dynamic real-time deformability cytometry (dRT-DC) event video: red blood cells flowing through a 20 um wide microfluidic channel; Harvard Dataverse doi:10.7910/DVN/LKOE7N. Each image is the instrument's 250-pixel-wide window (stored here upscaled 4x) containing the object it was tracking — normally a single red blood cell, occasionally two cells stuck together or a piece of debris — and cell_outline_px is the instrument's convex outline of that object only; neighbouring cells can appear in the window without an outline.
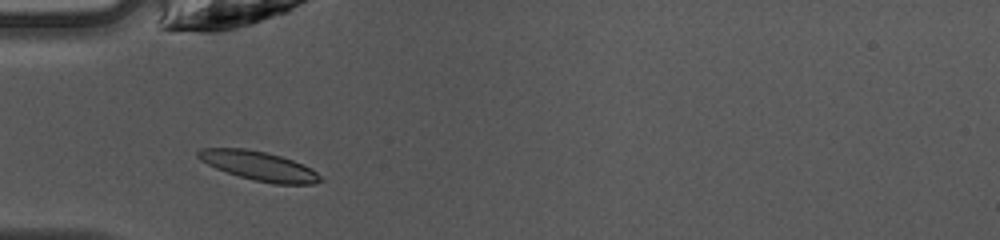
{"species": "common noctule bat (a hibernating species)", "species_latin": "Nyctalus noctula", "temperature_condition": "warm", "stored_images_in_passage": 19, "camera_frame_rate_fps": 3000, "um_per_image_px": 0.085, "animal": {"sex": "female", "body_mass_g": 10.0, "forearm_length_mm": 53.1}, "frame": {"image": 1, "passage_image": 4, "time_ms": 1.0, "image_size_px": [1000, 240], "cell_outline_px": [[324, 180], [312, 184], [276, 184], [256, 180], [240, 176], [216, 168], [200, 160], [196, 156], [196, 152], [200, 148], [244, 148], [264, 152], [280, 156], [304, 164], [312, 168]], "centroid_in_image_um": [22.01, 14.09], "position_along_channel_um": 63.0, "area_um2": 20.58}}
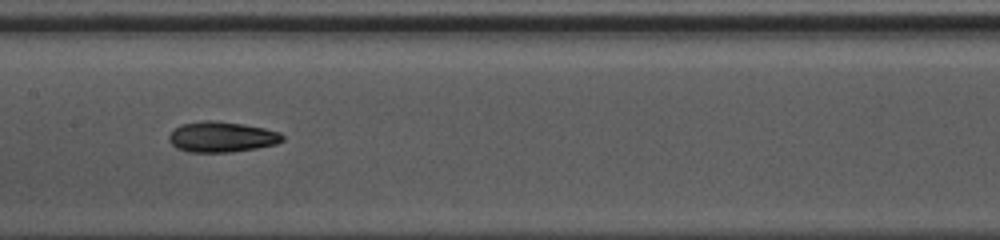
{"frame": {"image": 2, "passage_image": 13, "time_ms": 4.0, "image_size_px": [1000, 240], "cell_outline_px": [[284, 140], [276, 144], [256, 148], [232, 152], [188, 152], [176, 148], [168, 140], [168, 136], [180, 124], [204, 120], [212, 120], [244, 124], [264, 128], [280, 132], [284, 136]], "centroid_in_image_um": [18.84, 11.63], "position_along_channel_um": 188.6, "area_um2": 20.29}}
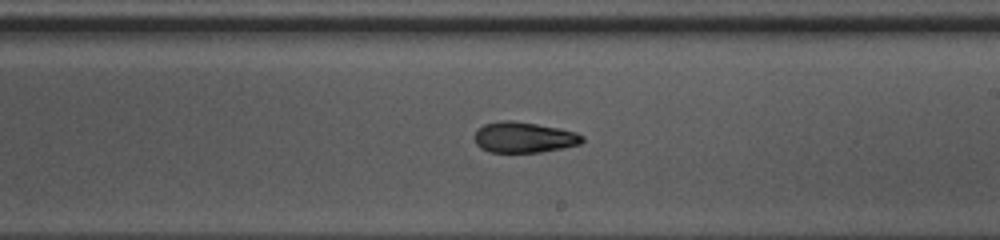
{"frame": {"image": 3, "passage_image": 17, "time_ms": 5.333, "image_size_px": [1000, 240], "cell_outline_px": [[584, 140], [580, 144], [564, 148], [540, 152], [488, 152], [480, 148], [476, 144], [476, 132], [484, 124], [500, 120], [512, 120], [560, 128], [576, 132], [584, 136]], "centroid_in_image_um": [44.56, 11.67], "position_along_channel_um": 244.4, "area_um2": 19.31}}